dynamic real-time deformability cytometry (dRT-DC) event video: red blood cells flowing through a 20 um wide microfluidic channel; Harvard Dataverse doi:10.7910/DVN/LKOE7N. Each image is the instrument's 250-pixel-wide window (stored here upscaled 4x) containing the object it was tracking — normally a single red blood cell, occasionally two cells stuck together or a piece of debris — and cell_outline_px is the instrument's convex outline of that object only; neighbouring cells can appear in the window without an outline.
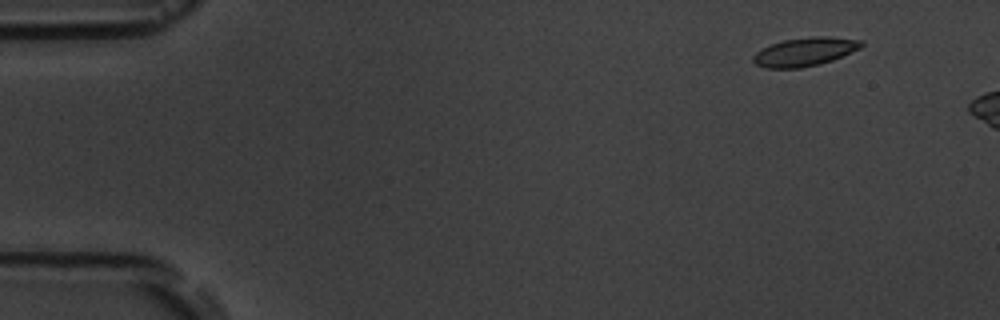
{"species": "common noctule bat (a hibernating species)", "species_latin": "Nyctalus noctula", "temperature_condition": "room temperature", "stored_images_in_passage": 3, "camera_frame_rate_fps": 3000, "um_per_image_px": 0.085, "animal": {"sex": "male", "body_mass_g": 19.5, "forearm_length_mm": 54.6}, "frame": {"image": 1, "passage_image": 1, "time_ms": 0.0, "image_size_px": [1000, 320], "cell_outline_px": [[864, 44], [860, 48], [832, 60], [820, 64], [800, 68], [764, 68], [756, 64], [752, 60], [752, 56], [756, 52], [772, 44], [784, 40], [812, 36], [828, 36], [864, 40]], "centroid_in_image_um": [68.42, 4.4], "position_along_channel_um": 16.6, "area_um2": 17.98}}